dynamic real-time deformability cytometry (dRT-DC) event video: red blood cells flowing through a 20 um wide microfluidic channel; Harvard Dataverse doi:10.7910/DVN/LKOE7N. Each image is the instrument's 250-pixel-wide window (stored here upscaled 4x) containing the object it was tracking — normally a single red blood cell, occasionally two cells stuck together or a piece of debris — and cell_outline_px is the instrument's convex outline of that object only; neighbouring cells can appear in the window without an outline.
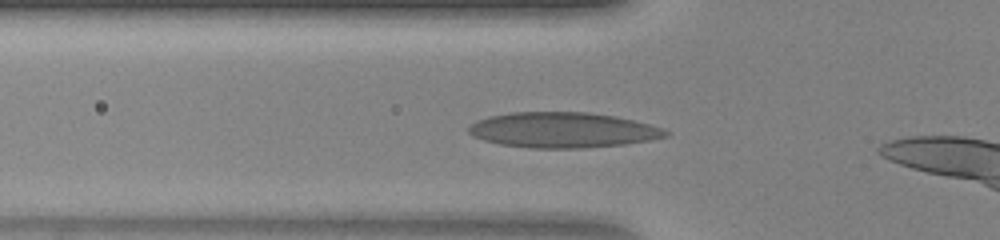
{"species": "human", "species_latin": "Homo sapiens", "temperature_condition": "warm", "stored_images_in_passage": 28, "camera_frame_rate_fps": 3000, "um_per_image_px": 0.085, "donor": {"sex": "female"}, "frame": {"image": 1, "passage_image": 4, "time_ms": 1.0, "image_size_px": [1000, 240], "cell_outline_px": [[672, 132], [668, 136], [648, 140], [624, 144], [584, 148], [528, 148], [500, 144], [484, 140], [472, 136], [468, 132], [468, 128], [476, 120], [488, 116], [512, 112], [588, 112], [616, 116], [664, 128]], "centroid_in_image_um": [47.83, 11.05], "position_along_channel_um": 78.0, "area_um2": 40.75}}
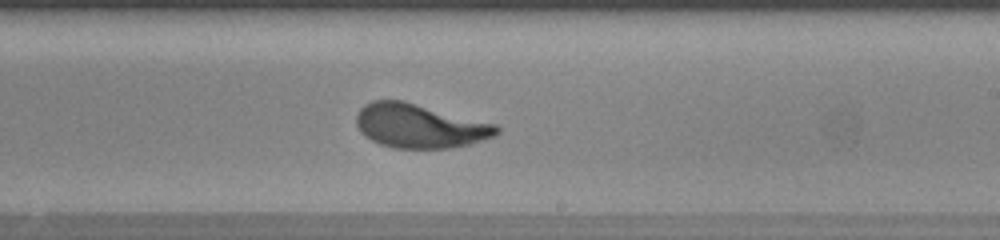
{"frame": {"image": 2, "passage_image": 16, "time_ms": 5.0, "image_size_px": [1000, 240], "cell_outline_px": [[500, 132], [496, 136], [472, 144], [448, 148], [392, 148], [380, 144], [364, 136], [360, 132], [356, 124], [356, 116], [360, 108], [364, 104], [372, 100], [404, 100], [496, 124], [500, 128]], "centroid_in_image_um": [35.68, 10.7], "position_along_channel_um": 253.3, "area_um2": 36.36}}
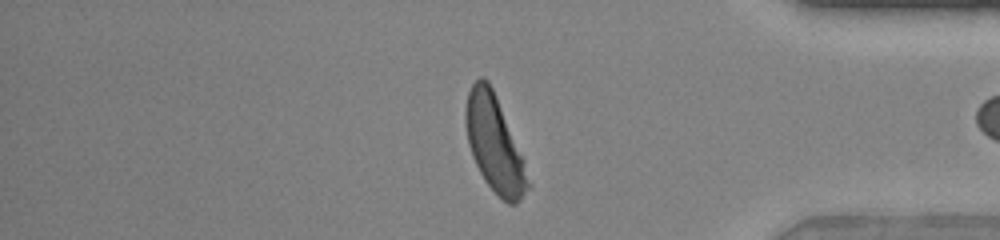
{"frame": {"image": 3, "passage_image": 27, "time_ms": 8.667, "image_size_px": [1000, 240], "cell_outline_px": [[532, 188], [516, 204], [508, 204], [484, 180], [472, 156], [468, 144], [464, 120], [464, 108], [468, 92], [472, 84], [480, 76], [484, 76], [488, 80], [496, 96], [524, 160], [532, 184]], "centroid_in_image_um": [42.04, 12.24], "position_along_channel_um": 393.2, "area_um2": 35.03}}